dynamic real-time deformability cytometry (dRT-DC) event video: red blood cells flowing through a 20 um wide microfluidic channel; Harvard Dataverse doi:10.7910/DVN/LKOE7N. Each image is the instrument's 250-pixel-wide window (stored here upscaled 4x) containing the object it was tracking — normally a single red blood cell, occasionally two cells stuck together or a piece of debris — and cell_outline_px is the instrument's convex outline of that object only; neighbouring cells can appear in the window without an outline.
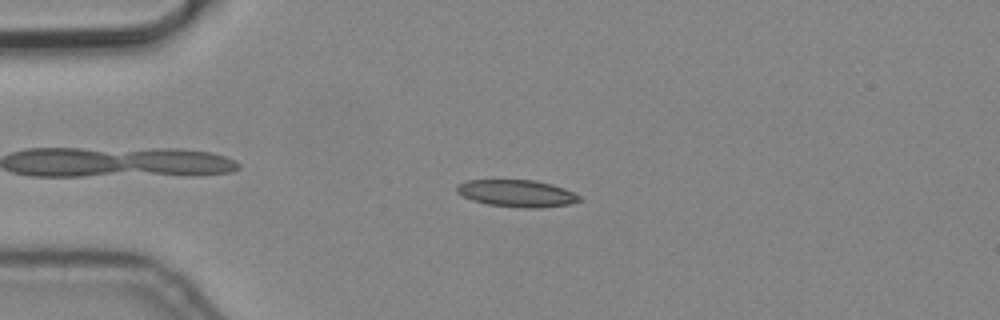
{"species": "common noctule bat (a hibernating species)", "species_latin": "Nyctalus noctula", "temperature_condition": "cold", "stored_images_in_passage": 2, "camera_frame_rate_fps": 3000, "um_per_image_px": 0.085, "animal": {"sex": "male", "body_mass_g": 19.2, "forearm_length_mm": 51.8}, "frame": {"image": 1, "passage_image": 2, "time_ms": 0.333, "image_size_px": [1000, 320], "cell_outline_px": [[580, 200], [572, 204], [540, 208], [524, 208], [488, 204], [472, 200], [456, 192], [456, 188], [460, 184], [468, 180], [536, 180], [552, 184], [564, 188], [580, 196]], "centroid_in_image_um": [43.96, 16.44], "position_along_channel_um": 41.0, "area_um2": 19.25}}